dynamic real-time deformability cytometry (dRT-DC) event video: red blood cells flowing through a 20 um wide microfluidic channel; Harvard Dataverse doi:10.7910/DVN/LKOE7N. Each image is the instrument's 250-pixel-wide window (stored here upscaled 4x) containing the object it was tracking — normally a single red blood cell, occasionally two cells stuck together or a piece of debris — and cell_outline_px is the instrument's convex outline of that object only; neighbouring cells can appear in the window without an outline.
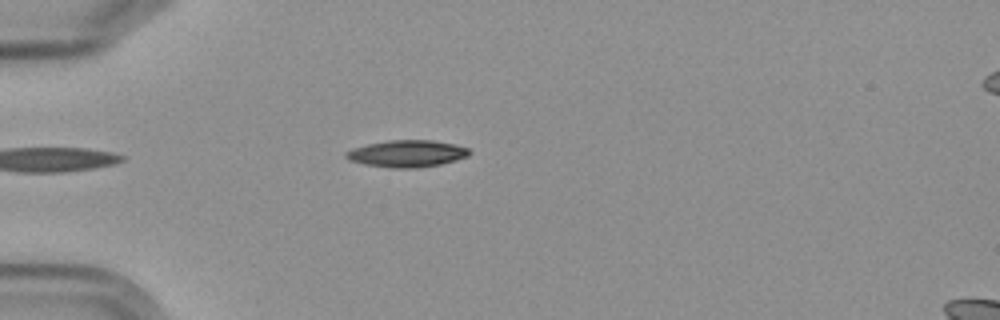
{"species": "Egyptian fruit bat (a non-hibernating species)", "species_latin": "Rousettus aegyptiacus", "temperature_condition": "cold", "stored_images_in_passage": 6, "camera_frame_rate_fps": 3000, "um_per_image_px": 0.085, "frame": {"image": 1, "passage_image": 1, "time_ms": 0.0, "image_size_px": [1000, 320], "cell_outline_px": [[472, 152], [468, 156], [456, 160], [440, 164], [416, 168], [388, 168], [364, 164], [348, 160], [344, 156], [344, 152], [352, 148], [368, 144], [388, 140], [432, 140], [456, 144], [468, 148]], "centroid_in_image_um": [34.58, 13.06], "position_along_channel_um": 50.4, "area_um2": 19.54}}
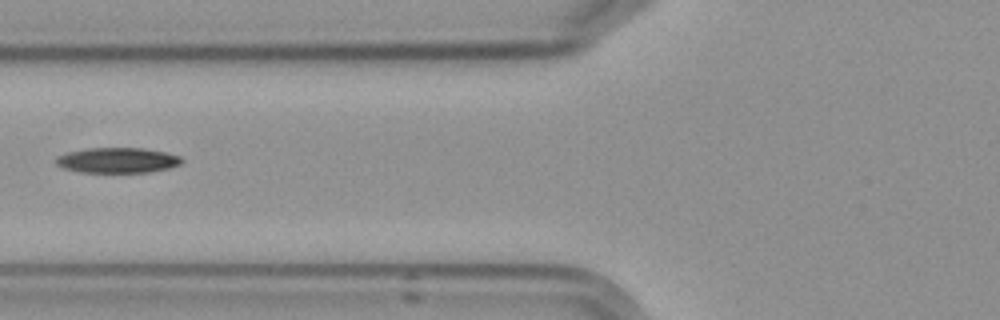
{"frame": {"image": 2, "passage_image": 3, "time_ms": 2.333, "image_size_px": [1000, 320], "cell_outline_px": [[184, 160], [180, 164], [168, 168], [148, 172], [80, 172], [64, 168], [56, 164], [56, 156], [68, 152], [88, 148], [144, 148], [164, 152], [180, 156]], "centroid_in_image_um": [9.98, 13.62], "position_along_channel_um": 115.8, "area_um2": 18.44}}
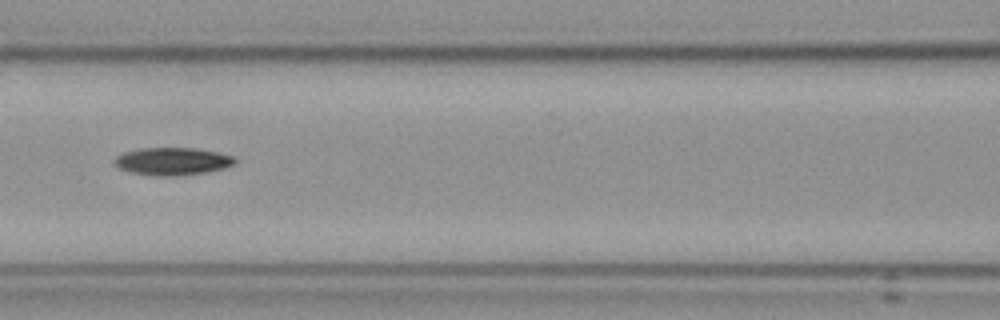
{"frame": {"image": 3, "passage_image": 4, "time_ms": 3.333, "image_size_px": [1000, 320], "cell_outline_px": [[236, 160], [232, 164], [224, 168], [204, 172], [164, 176], [156, 176], [132, 172], [120, 168], [112, 164], [112, 160], [116, 156], [124, 152], [140, 148], [196, 148], [216, 152], [232, 156]], "centroid_in_image_um": [14.58, 13.69], "position_along_channel_um": 152.0, "area_um2": 19.07}}